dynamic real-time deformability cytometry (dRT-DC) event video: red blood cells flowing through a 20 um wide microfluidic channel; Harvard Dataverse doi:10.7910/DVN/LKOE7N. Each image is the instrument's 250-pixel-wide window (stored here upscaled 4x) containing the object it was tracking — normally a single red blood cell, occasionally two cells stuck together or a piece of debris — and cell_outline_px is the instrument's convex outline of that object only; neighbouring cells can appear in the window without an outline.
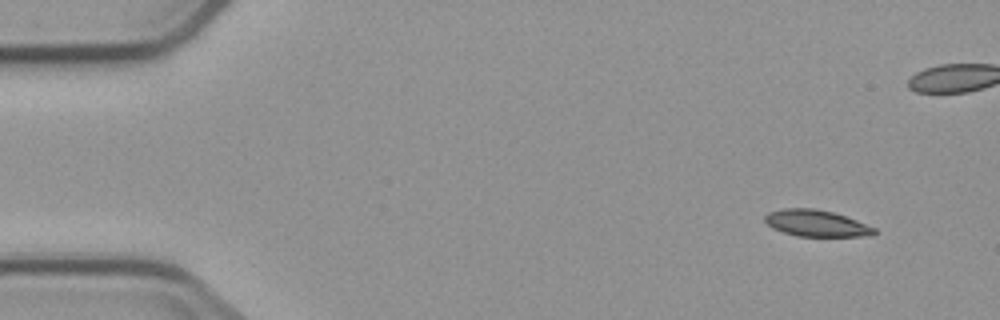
{"species": "common noctule bat (a hibernating species)", "species_latin": "Nyctalus noctula", "temperature_condition": "cold", "stored_images_in_passage": 5, "camera_frame_rate_fps": 3000, "um_per_image_px": 0.085, "animal": {"sex": "male", "body_mass_g": 23.1, "forearm_length_mm": 52.7}, "frame": {"image": 1, "passage_image": 1, "time_ms": 0.0, "image_size_px": [1000, 320], "cell_outline_px": [[876, 232], [872, 236], [796, 236], [772, 228], [764, 220], [764, 216], [768, 212], [784, 208], [816, 208], [832, 212], [856, 220], [876, 228]], "centroid_in_image_um": [69.37, 18.97], "position_along_channel_um": 15.6, "area_um2": 16.88}}